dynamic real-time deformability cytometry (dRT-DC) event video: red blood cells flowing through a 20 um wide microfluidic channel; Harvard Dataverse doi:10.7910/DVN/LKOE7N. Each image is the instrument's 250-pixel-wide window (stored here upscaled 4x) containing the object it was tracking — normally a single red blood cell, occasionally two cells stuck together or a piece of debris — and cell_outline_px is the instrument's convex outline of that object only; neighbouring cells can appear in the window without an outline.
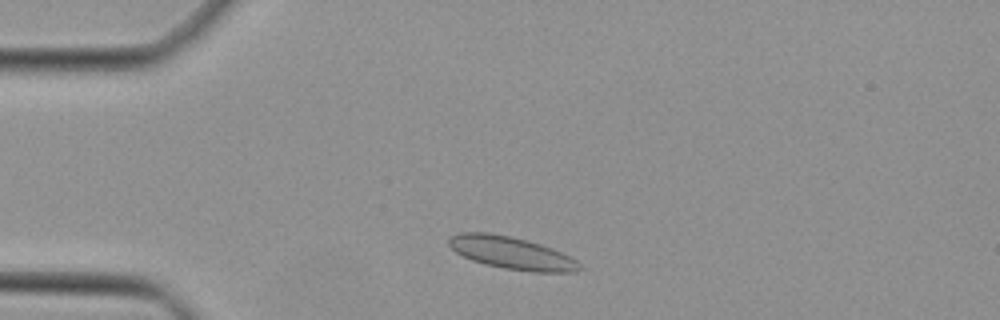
{"species": "Egyptian fruit bat (a non-hibernating species)", "species_latin": "Rousettus aegyptiacus", "temperature_condition": "cold", "stored_images_in_passage": 40, "camera_frame_rate_fps": 3000, "um_per_image_px": 0.085, "animal": {"sex": "female"}, "frame": {"image": 1, "passage_image": 4, "time_ms": 1.0, "image_size_px": [1000, 320], "cell_outline_px": [[584, 268], [576, 272], [532, 272], [504, 268], [484, 264], [472, 260], [456, 252], [448, 244], [448, 236], [460, 232], [488, 232], [508, 236], [540, 244], [552, 248], [576, 260]], "centroid_in_image_um": [43.47, 21.5], "position_along_channel_um": 41.5, "area_um2": 24.62}}
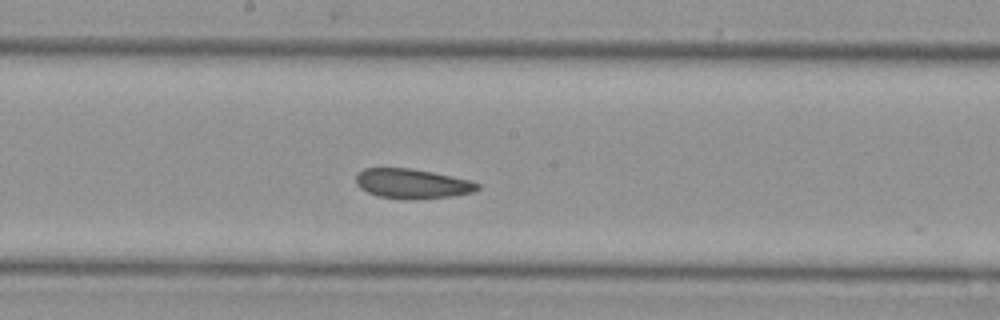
{"frame": {"image": 2, "passage_image": 18, "time_ms": 5.667, "image_size_px": [1000, 320], "cell_outline_px": [[480, 188], [472, 192], [452, 196], [380, 196], [368, 192], [360, 188], [356, 184], [356, 176], [364, 168], [408, 168], [432, 172], [472, 180], [480, 184]], "centroid_in_image_um": [35.05, 15.55], "position_along_channel_um": 213.1, "area_um2": 19.94}}
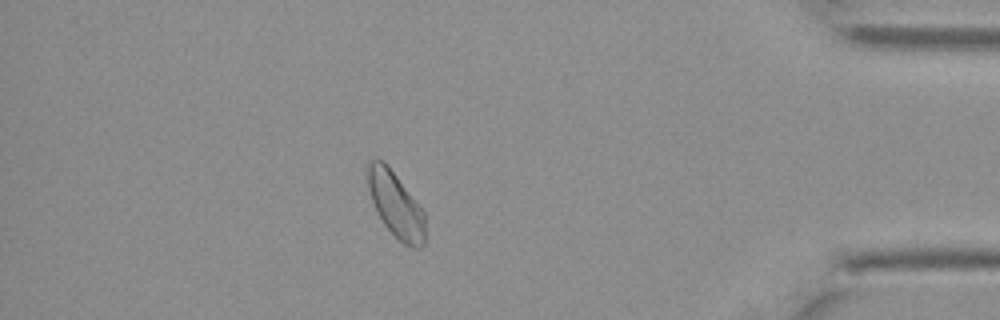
{"frame": {"image": 3, "passage_image": 34, "time_ms": 11.0, "image_size_px": [1000, 320], "cell_outline_px": [[424, 244], [420, 248], [412, 248], [404, 244], [384, 224], [376, 212], [368, 188], [364, 168], [372, 160], [384, 160], [424, 212]], "centroid_in_image_um": [33.59, 17.37], "position_along_channel_um": 401.6, "area_um2": 21.68}}